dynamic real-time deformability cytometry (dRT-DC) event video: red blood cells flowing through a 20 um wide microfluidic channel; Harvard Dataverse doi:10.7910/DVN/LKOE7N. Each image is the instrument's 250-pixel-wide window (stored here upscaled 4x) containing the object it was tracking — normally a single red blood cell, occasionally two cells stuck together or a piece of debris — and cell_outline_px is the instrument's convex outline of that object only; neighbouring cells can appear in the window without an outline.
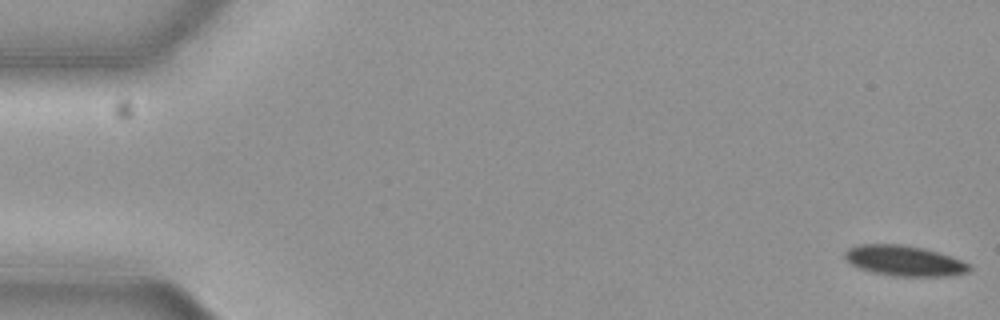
{"species": "common noctule bat (a hibernating species)", "species_latin": "Nyctalus noctula", "temperature_condition": "cold", "stored_images_in_passage": 19, "camera_frame_rate_fps": 3000, "um_per_image_px": 0.085, "animal": {"sex": "female", "body_mass_g": 19.3, "forearm_length_mm": 54.1}, "frame": {"image": 1, "passage_image": 1, "time_ms": 0.0, "image_size_px": [1000, 320], "cell_outline_px": [[972, 268], [968, 272], [948, 276], [892, 276], [872, 272], [860, 268], [852, 264], [844, 256], [844, 252], [848, 248], [860, 244], [900, 244], [924, 248], [940, 252], [952, 256], [972, 264]], "centroid_in_image_um": [76.92, 22.16], "position_along_channel_um": 8.1, "area_um2": 22.25}}
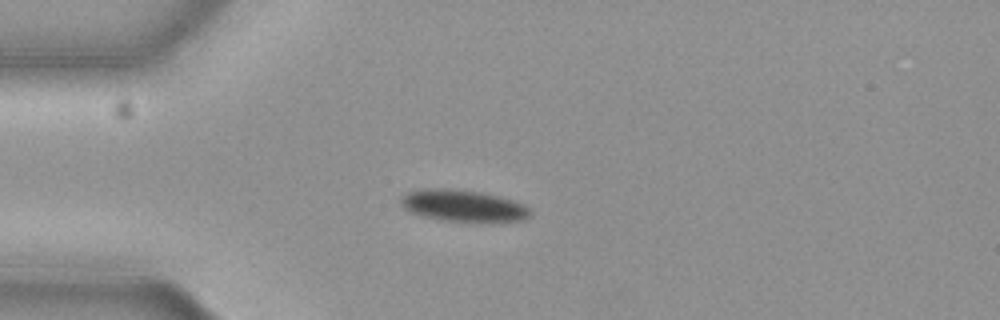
{"frame": {"image": 2, "passage_image": 15, "time_ms": 4.667, "image_size_px": [1000, 320], "cell_outline_px": [[532, 216], [520, 220], [440, 220], [420, 216], [404, 208], [400, 204], [400, 196], [408, 192], [424, 188], [448, 188], [480, 192], [512, 200], [524, 204], [532, 212]], "centroid_in_image_um": [39.3, 17.46], "position_along_channel_um": 45.7, "area_um2": 23.47}}